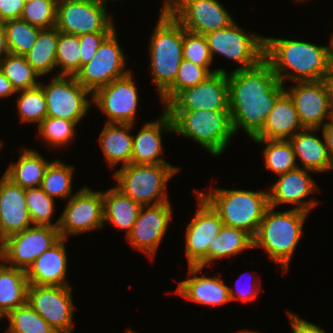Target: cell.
Returning <instances> with one entry per match:
<instances>
[{
    "instance_id": "cell-18",
    "label": "cell",
    "mask_w": 333,
    "mask_h": 333,
    "mask_svg": "<svg viewBox=\"0 0 333 333\" xmlns=\"http://www.w3.org/2000/svg\"><path fill=\"white\" fill-rule=\"evenodd\" d=\"M298 84V85H296ZM285 91L293 100L298 118L304 128H321L331 120L332 95L328 80L296 81Z\"/></svg>"
},
{
    "instance_id": "cell-26",
    "label": "cell",
    "mask_w": 333,
    "mask_h": 333,
    "mask_svg": "<svg viewBox=\"0 0 333 333\" xmlns=\"http://www.w3.org/2000/svg\"><path fill=\"white\" fill-rule=\"evenodd\" d=\"M302 129L293 100L284 91L277 98L262 130L253 139L289 140Z\"/></svg>"
},
{
    "instance_id": "cell-14",
    "label": "cell",
    "mask_w": 333,
    "mask_h": 333,
    "mask_svg": "<svg viewBox=\"0 0 333 333\" xmlns=\"http://www.w3.org/2000/svg\"><path fill=\"white\" fill-rule=\"evenodd\" d=\"M71 286L29 284L27 303L58 333H72L74 304Z\"/></svg>"
},
{
    "instance_id": "cell-23",
    "label": "cell",
    "mask_w": 333,
    "mask_h": 333,
    "mask_svg": "<svg viewBox=\"0 0 333 333\" xmlns=\"http://www.w3.org/2000/svg\"><path fill=\"white\" fill-rule=\"evenodd\" d=\"M159 118L158 121L146 122L133 136L131 163L169 164L160 157L164 150L162 135L173 132V123L164 110Z\"/></svg>"
},
{
    "instance_id": "cell-12",
    "label": "cell",
    "mask_w": 333,
    "mask_h": 333,
    "mask_svg": "<svg viewBox=\"0 0 333 333\" xmlns=\"http://www.w3.org/2000/svg\"><path fill=\"white\" fill-rule=\"evenodd\" d=\"M114 30L100 45L93 59L76 73L77 81L92 94L100 87L127 75L126 57Z\"/></svg>"
},
{
    "instance_id": "cell-45",
    "label": "cell",
    "mask_w": 333,
    "mask_h": 333,
    "mask_svg": "<svg viewBox=\"0 0 333 333\" xmlns=\"http://www.w3.org/2000/svg\"><path fill=\"white\" fill-rule=\"evenodd\" d=\"M58 0H33L25 3L20 18L41 29L56 26Z\"/></svg>"
},
{
    "instance_id": "cell-39",
    "label": "cell",
    "mask_w": 333,
    "mask_h": 333,
    "mask_svg": "<svg viewBox=\"0 0 333 333\" xmlns=\"http://www.w3.org/2000/svg\"><path fill=\"white\" fill-rule=\"evenodd\" d=\"M56 67L61 71L56 72L57 74L55 76H75L81 69L79 36L59 31L56 50Z\"/></svg>"
},
{
    "instance_id": "cell-28",
    "label": "cell",
    "mask_w": 333,
    "mask_h": 333,
    "mask_svg": "<svg viewBox=\"0 0 333 333\" xmlns=\"http://www.w3.org/2000/svg\"><path fill=\"white\" fill-rule=\"evenodd\" d=\"M132 124L105 123L99 135V146L107 160V166L114 168L121 161L122 166L131 163L133 135L128 132Z\"/></svg>"
},
{
    "instance_id": "cell-8",
    "label": "cell",
    "mask_w": 333,
    "mask_h": 333,
    "mask_svg": "<svg viewBox=\"0 0 333 333\" xmlns=\"http://www.w3.org/2000/svg\"><path fill=\"white\" fill-rule=\"evenodd\" d=\"M244 32L238 24L210 31L205 34L210 55L220 54L232 59L241 66L236 69H250L264 59L265 36Z\"/></svg>"
},
{
    "instance_id": "cell-6",
    "label": "cell",
    "mask_w": 333,
    "mask_h": 333,
    "mask_svg": "<svg viewBox=\"0 0 333 333\" xmlns=\"http://www.w3.org/2000/svg\"><path fill=\"white\" fill-rule=\"evenodd\" d=\"M210 191L199 193L219 213L224 225L243 229L252 236L256 234L269 207L268 190L265 192L214 188Z\"/></svg>"
},
{
    "instance_id": "cell-30",
    "label": "cell",
    "mask_w": 333,
    "mask_h": 333,
    "mask_svg": "<svg viewBox=\"0 0 333 333\" xmlns=\"http://www.w3.org/2000/svg\"><path fill=\"white\" fill-rule=\"evenodd\" d=\"M20 153L19 160L11 163L3 175L24 189L40 187L50 162L36 150L26 148Z\"/></svg>"
},
{
    "instance_id": "cell-50",
    "label": "cell",
    "mask_w": 333,
    "mask_h": 333,
    "mask_svg": "<svg viewBox=\"0 0 333 333\" xmlns=\"http://www.w3.org/2000/svg\"><path fill=\"white\" fill-rule=\"evenodd\" d=\"M323 139H325L329 158L333 164V123L327 121V123L321 127Z\"/></svg>"
},
{
    "instance_id": "cell-59",
    "label": "cell",
    "mask_w": 333,
    "mask_h": 333,
    "mask_svg": "<svg viewBox=\"0 0 333 333\" xmlns=\"http://www.w3.org/2000/svg\"><path fill=\"white\" fill-rule=\"evenodd\" d=\"M23 1H24V3H28V2H31L33 0H23Z\"/></svg>"
},
{
    "instance_id": "cell-54",
    "label": "cell",
    "mask_w": 333,
    "mask_h": 333,
    "mask_svg": "<svg viewBox=\"0 0 333 333\" xmlns=\"http://www.w3.org/2000/svg\"><path fill=\"white\" fill-rule=\"evenodd\" d=\"M327 80H328V83L330 85L331 95H332V101H333V64L331 65V68H330Z\"/></svg>"
},
{
    "instance_id": "cell-3",
    "label": "cell",
    "mask_w": 333,
    "mask_h": 333,
    "mask_svg": "<svg viewBox=\"0 0 333 333\" xmlns=\"http://www.w3.org/2000/svg\"><path fill=\"white\" fill-rule=\"evenodd\" d=\"M307 215V212L293 208L280 212L269 206L253 236V247L267 251L271 259L283 268V274L287 273L289 262L302 237Z\"/></svg>"
},
{
    "instance_id": "cell-19",
    "label": "cell",
    "mask_w": 333,
    "mask_h": 333,
    "mask_svg": "<svg viewBox=\"0 0 333 333\" xmlns=\"http://www.w3.org/2000/svg\"><path fill=\"white\" fill-rule=\"evenodd\" d=\"M172 211L170 202L142 206L127 241L153 259L169 227Z\"/></svg>"
},
{
    "instance_id": "cell-51",
    "label": "cell",
    "mask_w": 333,
    "mask_h": 333,
    "mask_svg": "<svg viewBox=\"0 0 333 333\" xmlns=\"http://www.w3.org/2000/svg\"><path fill=\"white\" fill-rule=\"evenodd\" d=\"M16 94L11 82L6 78L3 72L0 70V98H7Z\"/></svg>"
},
{
    "instance_id": "cell-1",
    "label": "cell",
    "mask_w": 333,
    "mask_h": 333,
    "mask_svg": "<svg viewBox=\"0 0 333 333\" xmlns=\"http://www.w3.org/2000/svg\"><path fill=\"white\" fill-rule=\"evenodd\" d=\"M284 91L285 85L265 59L253 68L228 73L229 113L234 134L242 128L253 139Z\"/></svg>"
},
{
    "instance_id": "cell-57",
    "label": "cell",
    "mask_w": 333,
    "mask_h": 333,
    "mask_svg": "<svg viewBox=\"0 0 333 333\" xmlns=\"http://www.w3.org/2000/svg\"><path fill=\"white\" fill-rule=\"evenodd\" d=\"M330 121L333 123V104H332V112H331V120Z\"/></svg>"
},
{
    "instance_id": "cell-5",
    "label": "cell",
    "mask_w": 333,
    "mask_h": 333,
    "mask_svg": "<svg viewBox=\"0 0 333 333\" xmlns=\"http://www.w3.org/2000/svg\"><path fill=\"white\" fill-rule=\"evenodd\" d=\"M172 119L173 133L190 137L214 157L224 153L235 135L229 111L164 110Z\"/></svg>"
},
{
    "instance_id": "cell-61",
    "label": "cell",
    "mask_w": 333,
    "mask_h": 333,
    "mask_svg": "<svg viewBox=\"0 0 333 333\" xmlns=\"http://www.w3.org/2000/svg\"><path fill=\"white\" fill-rule=\"evenodd\" d=\"M3 146V143H2V141H0V150H1V147Z\"/></svg>"
},
{
    "instance_id": "cell-38",
    "label": "cell",
    "mask_w": 333,
    "mask_h": 333,
    "mask_svg": "<svg viewBox=\"0 0 333 333\" xmlns=\"http://www.w3.org/2000/svg\"><path fill=\"white\" fill-rule=\"evenodd\" d=\"M7 333H58L27 302L10 311Z\"/></svg>"
},
{
    "instance_id": "cell-25",
    "label": "cell",
    "mask_w": 333,
    "mask_h": 333,
    "mask_svg": "<svg viewBox=\"0 0 333 333\" xmlns=\"http://www.w3.org/2000/svg\"><path fill=\"white\" fill-rule=\"evenodd\" d=\"M65 238L39 256L26 271L29 284L47 286H70L66 281L67 251Z\"/></svg>"
},
{
    "instance_id": "cell-17",
    "label": "cell",
    "mask_w": 333,
    "mask_h": 333,
    "mask_svg": "<svg viewBox=\"0 0 333 333\" xmlns=\"http://www.w3.org/2000/svg\"><path fill=\"white\" fill-rule=\"evenodd\" d=\"M131 72L98 88L92 94L95 104L107 117L106 123L132 124L136 118L138 92Z\"/></svg>"
},
{
    "instance_id": "cell-22",
    "label": "cell",
    "mask_w": 333,
    "mask_h": 333,
    "mask_svg": "<svg viewBox=\"0 0 333 333\" xmlns=\"http://www.w3.org/2000/svg\"><path fill=\"white\" fill-rule=\"evenodd\" d=\"M31 225L25 189L3 175L0 179V248L7 237Z\"/></svg>"
},
{
    "instance_id": "cell-56",
    "label": "cell",
    "mask_w": 333,
    "mask_h": 333,
    "mask_svg": "<svg viewBox=\"0 0 333 333\" xmlns=\"http://www.w3.org/2000/svg\"><path fill=\"white\" fill-rule=\"evenodd\" d=\"M98 1H100V2H102V3H106V2L114 1V0H98ZM118 1H119V0H118Z\"/></svg>"
},
{
    "instance_id": "cell-43",
    "label": "cell",
    "mask_w": 333,
    "mask_h": 333,
    "mask_svg": "<svg viewBox=\"0 0 333 333\" xmlns=\"http://www.w3.org/2000/svg\"><path fill=\"white\" fill-rule=\"evenodd\" d=\"M210 74L205 67L183 59L173 84L160 96L161 102L166 105L180 90L199 84Z\"/></svg>"
},
{
    "instance_id": "cell-11",
    "label": "cell",
    "mask_w": 333,
    "mask_h": 333,
    "mask_svg": "<svg viewBox=\"0 0 333 333\" xmlns=\"http://www.w3.org/2000/svg\"><path fill=\"white\" fill-rule=\"evenodd\" d=\"M47 103V116L73 121L77 125L92 104L87 99L91 92L84 88L75 76L58 75L48 85L39 84Z\"/></svg>"
},
{
    "instance_id": "cell-27",
    "label": "cell",
    "mask_w": 333,
    "mask_h": 333,
    "mask_svg": "<svg viewBox=\"0 0 333 333\" xmlns=\"http://www.w3.org/2000/svg\"><path fill=\"white\" fill-rule=\"evenodd\" d=\"M319 128H304L289 139L296 157L302 162V168L315 173H323L333 169L329 158L325 139L315 136Z\"/></svg>"
},
{
    "instance_id": "cell-46",
    "label": "cell",
    "mask_w": 333,
    "mask_h": 333,
    "mask_svg": "<svg viewBox=\"0 0 333 333\" xmlns=\"http://www.w3.org/2000/svg\"><path fill=\"white\" fill-rule=\"evenodd\" d=\"M112 32H96L79 36L81 67L90 62L103 41Z\"/></svg>"
},
{
    "instance_id": "cell-41",
    "label": "cell",
    "mask_w": 333,
    "mask_h": 333,
    "mask_svg": "<svg viewBox=\"0 0 333 333\" xmlns=\"http://www.w3.org/2000/svg\"><path fill=\"white\" fill-rule=\"evenodd\" d=\"M21 93L17 98V109L21 121L38 123L47 116V103L40 85L34 88L17 91Z\"/></svg>"
},
{
    "instance_id": "cell-13",
    "label": "cell",
    "mask_w": 333,
    "mask_h": 333,
    "mask_svg": "<svg viewBox=\"0 0 333 333\" xmlns=\"http://www.w3.org/2000/svg\"><path fill=\"white\" fill-rule=\"evenodd\" d=\"M198 208L185 233L188 266H209V246L223 227L219 213L195 190Z\"/></svg>"
},
{
    "instance_id": "cell-29",
    "label": "cell",
    "mask_w": 333,
    "mask_h": 333,
    "mask_svg": "<svg viewBox=\"0 0 333 333\" xmlns=\"http://www.w3.org/2000/svg\"><path fill=\"white\" fill-rule=\"evenodd\" d=\"M142 205L135 202L119 189L113 187L103 192L104 223L126 230V237L131 232L138 218Z\"/></svg>"
},
{
    "instance_id": "cell-35",
    "label": "cell",
    "mask_w": 333,
    "mask_h": 333,
    "mask_svg": "<svg viewBox=\"0 0 333 333\" xmlns=\"http://www.w3.org/2000/svg\"><path fill=\"white\" fill-rule=\"evenodd\" d=\"M60 160L50 161L40 188L53 199L71 198L74 167Z\"/></svg>"
},
{
    "instance_id": "cell-2",
    "label": "cell",
    "mask_w": 333,
    "mask_h": 333,
    "mask_svg": "<svg viewBox=\"0 0 333 333\" xmlns=\"http://www.w3.org/2000/svg\"><path fill=\"white\" fill-rule=\"evenodd\" d=\"M264 59L283 85L287 79L293 82L327 80L332 65L330 46L273 37H265Z\"/></svg>"
},
{
    "instance_id": "cell-37",
    "label": "cell",
    "mask_w": 333,
    "mask_h": 333,
    "mask_svg": "<svg viewBox=\"0 0 333 333\" xmlns=\"http://www.w3.org/2000/svg\"><path fill=\"white\" fill-rule=\"evenodd\" d=\"M4 26L9 53L22 56L33 47L41 30L21 18L5 21Z\"/></svg>"
},
{
    "instance_id": "cell-4",
    "label": "cell",
    "mask_w": 333,
    "mask_h": 333,
    "mask_svg": "<svg viewBox=\"0 0 333 333\" xmlns=\"http://www.w3.org/2000/svg\"><path fill=\"white\" fill-rule=\"evenodd\" d=\"M149 50L152 82L161 96L173 84L183 60V26L170 13L159 14Z\"/></svg>"
},
{
    "instance_id": "cell-15",
    "label": "cell",
    "mask_w": 333,
    "mask_h": 333,
    "mask_svg": "<svg viewBox=\"0 0 333 333\" xmlns=\"http://www.w3.org/2000/svg\"><path fill=\"white\" fill-rule=\"evenodd\" d=\"M58 227L61 238L102 228L104 225L103 192L87 186L68 199Z\"/></svg>"
},
{
    "instance_id": "cell-24",
    "label": "cell",
    "mask_w": 333,
    "mask_h": 333,
    "mask_svg": "<svg viewBox=\"0 0 333 333\" xmlns=\"http://www.w3.org/2000/svg\"><path fill=\"white\" fill-rule=\"evenodd\" d=\"M202 269L199 266H188L189 278L179 282L176 294L203 305L217 306L230 302L229 286L224 284L219 276L216 278L204 274L196 275Z\"/></svg>"
},
{
    "instance_id": "cell-20",
    "label": "cell",
    "mask_w": 333,
    "mask_h": 333,
    "mask_svg": "<svg viewBox=\"0 0 333 333\" xmlns=\"http://www.w3.org/2000/svg\"><path fill=\"white\" fill-rule=\"evenodd\" d=\"M170 14L185 30L202 35L234 22L218 0H181Z\"/></svg>"
},
{
    "instance_id": "cell-10",
    "label": "cell",
    "mask_w": 333,
    "mask_h": 333,
    "mask_svg": "<svg viewBox=\"0 0 333 333\" xmlns=\"http://www.w3.org/2000/svg\"><path fill=\"white\" fill-rule=\"evenodd\" d=\"M60 239L57 227L34 225L3 241L0 260L8 266L27 271L39 256Z\"/></svg>"
},
{
    "instance_id": "cell-7",
    "label": "cell",
    "mask_w": 333,
    "mask_h": 333,
    "mask_svg": "<svg viewBox=\"0 0 333 333\" xmlns=\"http://www.w3.org/2000/svg\"><path fill=\"white\" fill-rule=\"evenodd\" d=\"M180 168L170 164H134L121 166L113 173L115 186L142 206L169 202L166 193L168 181Z\"/></svg>"
},
{
    "instance_id": "cell-44",
    "label": "cell",
    "mask_w": 333,
    "mask_h": 333,
    "mask_svg": "<svg viewBox=\"0 0 333 333\" xmlns=\"http://www.w3.org/2000/svg\"><path fill=\"white\" fill-rule=\"evenodd\" d=\"M183 59L205 67L211 74L226 72L223 69L210 70L212 58L205 35L193 33L183 28Z\"/></svg>"
},
{
    "instance_id": "cell-49",
    "label": "cell",
    "mask_w": 333,
    "mask_h": 333,
    "mask_svg": "<svg viewBox=\"0 0 333 333\" xmlns=\"http://www.w3.org/2000/svg\"><path fill=\"white\" fill-rule=\"evenodd\" d=\"M287 315L289 316L293 333H326L320 326L300 318L298 314L287 311Z\"/></svg>"
},
{
    "instance_id": "cell-53",
    "label": "cell",
    "mask_w": 333,
    "mask_h": 333,
    "mask_svg": "<svg viewBox=\"0 0 333 333\" xmlns=\"http://www.w3.org/2000/svg\"><path fill=\"white\" fill-rule=\"evenodd\" d=\"M180 2L181 0H165L160 12L170 13Z\"/></svg>"
},
{
    "instance_id": "cell-32",
    "label": "cell",
    "mask_w": 333,
    "mask_h": 333,
    "mask_svg": "<svg viewBox=\"0 0 333 333\" xmlns=\"http://www.w3.org/2000/svg\"><path fill=\"white\" fill-rule=\"evenodd\" d=\"M59 30L56 27L41 29L35 44L24 55L26 61L41 77L56 67V50Z\"/></svg>"
},
{
    "instance_id": "cell-40",
    "label": "cell",
    "mask_w": 333,
    "mask_h": 333,
    "mask_svg": "<svg viewBox=\"0 0 333 333\" xmlns=\"http://www.w3.org/2000/svg\"><path fill=\"white\" fill-rule=\"evenodd\" d=\"M26 206L29 210L33 225L59 227L60 217L51 223L54 209V199L44 192L40 187L25 189Z\"/></svg>"
},
{
    "instance_id": "cell-21",
    "label": "cell",
    "mask_w": 333,
    "mask_h": 333,
    "mask_svg": "<svg viewBox=\"0 0 333 333\" xmlns=\"http://www.w3.org/2000/svg\"><path fill=\"white\" fill-rule=\"evenodd\" d=\"M309 170L302 167L280 174L279 179L268 189L269 206L276 208L280 204H294L293 209L309 213L311 209L318 206V201L304 200L318 186L309 174Z\"/></svg>"
},
{
    "instance_id": "cell-36",
    "label": "cell",
    "mask_w": 333,
    "mask_h": 333,
    "mask_svg": "<svg viewBox=\"0 0 333 333\" xmlns=\"http://www.w3.org/2000/svg\"><path fill=\"white\" fill-rule=\"evenodd\" d=\"M0 70L11 82L15 91L26 90L37 87L40 77L22 55L9 53L0 62Z\"/></svg>"
},
{
    "instance_id": "cell-52",
    "label": "cell",
    "mask_w": 333,
    "mask_h": 333,
    "mask_svg": "<svg viewBox=\"0 0 333 333\" xmlns=\"http://www.w3.org/2000/svg\"><path fill=\"white\" fill-rule=\"evenodd\" d=\"M9 54L7 48L6 30L4 22L0 21V62L1 60Z\"/></svg>"
},
{
    "instance_id": "cell-34",
    "label": "cell",
    "mask_w": 333,
    "mask_h": 333,
    "mask_svg": "<svg viewBox=\"0 0 333 333\" xmlns=\"http://www.w3.org/2000/svg\"><path fill=\"white\" fill-rule=\"evenodd\" d=\"M257 144H266L263 150L265 167L280 175L300 167L296 162L289 140L252 139Z\"/></svg>"
},
{
    "instance_id": "cell-60",
    "label": "cell",
    "mask_w": 333,
    "mask_h": 333,
    "mask_svg": "<svg viewBox=\"0 0 333 333\" xmlns=\"http://www.w3.org/2000/svg\"><path fill=\"white\" fill-rule=\"evenodd\" d=\"M127 333H134L131 329L127 330Z\"/></svg>"
},
{
    "instance_id": "cell-47",
    "label": "cell",
    "mask_w": 333,
    "mask_h": 333,
    "mask_svg": "<svg viewBox=\"0 0 333 333\" xmlns=\"http://www.w3.org/2000/svg\"><path fill=\"white\" fill-rule=\"evenodd\" d=\"M24 5L23 0H0V21L19 19Z\"/></svg>"
},
{
    "instance_id": "cell-48",
    "label": "cell",
    "mask_w": 333,
    "mask_h": 333,
    "mask_svg": "<svg viewBox=\"0 0 333 333\" xmlns=\"http://www.w3.org/2000/svg\"><path fill=\"white\" fill-rule=\"evenodd\" d=\"M240 279H242L241 276H240ZM252 280H253V278L250 279V281H252ZM235 285H236L235 286V288H236L235 291H234L233 288L229 287V293H230V299H231V301L239 299V300H241L243 302H251V301H253V300L256 299V297L258 296V294H259V292L261 290V288L258 287V282L257 281L254 283L255 286L253 284L249 285L251 289L249 287H248L249 289H247V286L242 289L241 288L242 285L241 284L239 285V283H238V285H237V283ZM256 286H257V288H256ZM253 287H255V288H253Z\"/></svg>"
},
{
    "instance_id": "cell-42",
    "label": "cell",
    "mask_w": 333,
    "mask_h": 333,
    "mask_svg": "<svg viewBox=\"0 0 333 333\" xmlns=\"http://www.w3.org/2000/svg\"><path fill=\"white\" fill-rule=\"evenodd\" d=\"M76 125L73 121L46 116L38 125V134L50 148H62L74 139Z\"/></svg>"
},
{
    "instance_id": "cell-55",
    "label": "cell",
    "mask_w": 333,
    "mask_h": 333,
    "mask_svg": "<svg viewBox=\"0 0 333 333\" xmlns=\"http://www.w3.org/2000/svg\"><path fill=\"white\" fill-rule=\"evenodd\" d=\"M329 46H330V59H331V64H333V35L330 39L329 42Z\"/></svg>"
},
{
    "instance_id": "cell-9",
    "label": "cell",
    "mask_w": 333,
    "mask_h": 333,
    "mask_svg": "<svg viewBox=\"0 0 333 333\" xmlns=\"http://www.w3.org/2000/svg\"><path fill=\"white\" fill-rule=\"evenodd\" d=\"M105 3L98 0H58L56 28L80 36L96 32H113L114 22Z\"/></svg>"
},
{
    "instance_id": "cell-58",
    "label": "cell",
    "mask_w": 333,
    "mask_h": 333,
    "mask_svg": "<svg viewBox=\"0 0 333 333\" xmlns=\"http://www.w3.org/2000/svg\"><path fill=\"white\" fill-rule=\"evenodd\" d=\"M238 333H249V331H246V330H244V331H238Z\"/></svg>"
},
{
    "instance_id": "cell-16",
    "label": "cell",
    "mask_w": 333,
    "mask_h": 333,
    "mask_svg": "<svg viewBox=\"0 0 333 333\" xmlns=\"http://www.w3.org/2000/svg\"><path fill=\"white\" fill-rule=\"evenodd\" d=\"M164 108L229 111L228 73L215 72L199 84L180 90Z\"/></svg>"
},
{
    "instance_id": "cell-31",
    "label": "cell",
    "mask_w": 333,
    "mask_h": 333,
    "mask_svg": "<svg viewBox=\"0 0 333 333\" xmlns=\"http://www.w3.org/2000/svg\"><path fill=\"white\" fill-rule=\"evenodd\" d=\"M28 285L26 271L0 263V314L3 317L27 302Z\"/></svg>"
},
{
    "instance_id": "cell-33",
    "label": "cell",
    "mask_w": 333,
    "mask_h": 333,
    "mask_svg": "<svg viewBox=\"0 0 333 333\" xmlns=\"http://www.w3.org/2000/svg\"><path fill=\"white\" fill-rule=\"evenodd\" d=\"M253 247V236L247 231L223 225L209 246V266L217 259L234 257Z\"/></svg>"
}]
</instances>
